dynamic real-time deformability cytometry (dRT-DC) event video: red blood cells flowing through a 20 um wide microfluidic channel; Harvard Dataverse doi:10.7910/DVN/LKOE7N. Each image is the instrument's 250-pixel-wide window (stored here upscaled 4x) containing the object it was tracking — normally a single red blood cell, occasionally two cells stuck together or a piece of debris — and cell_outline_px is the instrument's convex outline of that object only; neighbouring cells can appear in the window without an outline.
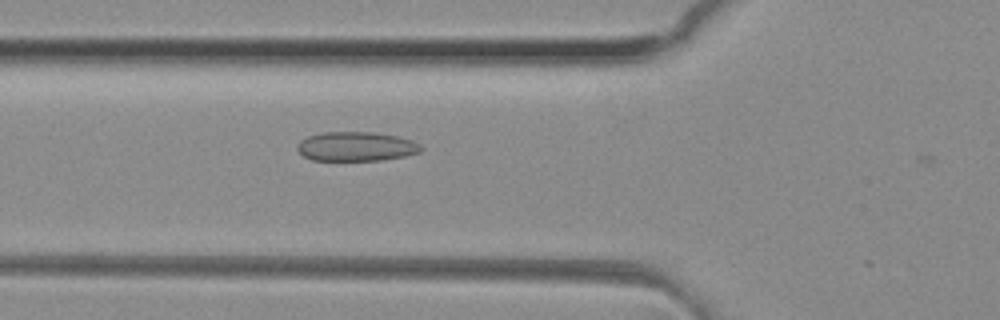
{"species": "common noctule bat (a hibernating species)", "species_latin": "Nyctalus noctula", "temperature_condition": "room temperature", "stored_images_in_passage": 6, "camera_frame_rate_fps": 3000, "um_per_image_px": 0.085, "animal": {"sex": "female", "body_mass_g": 29.2, "forearm_length_mm": 56.3}, "frame": {"image": 1, "passage_image": 5, "time_ms": 1.333, "image_size_px": [1000, 320], "cell_outline_px": [[424, 148], [420, 152], [404, 156], [380, 160], [312, 160], [304, 156], [296, 148], [296, 144], [300, 140], [308, 136], [324, 132], [372, 132], [396, 136], [412, 140], [420, 144]], "centroid_in_image_um": [30.27, 12.45], "position_along_channel_um": 95.5, "area_um2": 21.1}}